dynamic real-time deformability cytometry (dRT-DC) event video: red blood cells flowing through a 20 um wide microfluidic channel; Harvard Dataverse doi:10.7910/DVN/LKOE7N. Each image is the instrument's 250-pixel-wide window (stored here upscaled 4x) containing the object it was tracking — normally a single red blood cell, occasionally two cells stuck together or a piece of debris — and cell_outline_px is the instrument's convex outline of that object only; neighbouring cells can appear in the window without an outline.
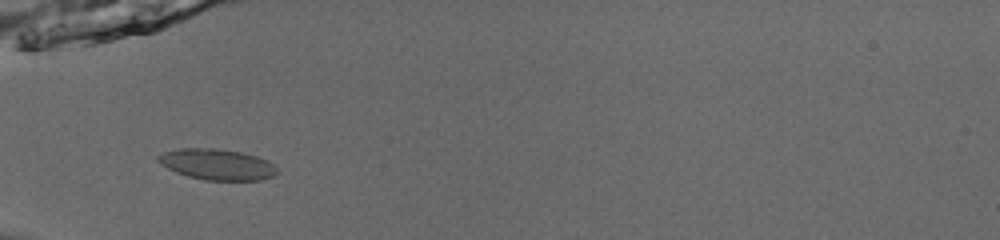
{"species": "common noctule bat (a hibernating species)", "species_latin": "Nyctalus noctula", "temperature_condition": "room temperature", "stored_images_in_passage": 34, "camera_frame_rate_fps": 3000, "um_per_image_px": 0.085, "animal": {"sex": "male", "body_mass_g": 13.0, "forearm_length_mm": 53.1}, "frame": {"image": 1, "passage_image": 1, "time_ms": 0.0, "image_size_px": [1000, 240], "cell_outline_px": [[276, 172], [272, 176], [260, 180], [204, 180], [188, 176], [176, 172], [160, 164], [156, 160], [156, 156], [160, 152], [180, 148], [216, 148], [240, 152], [256, 156], [272, 164], [276, 168]], "centroid_in_image_um": [18.36, 13.96], "position_along_channel_um": 66.6, "area_um2": 21.33}}
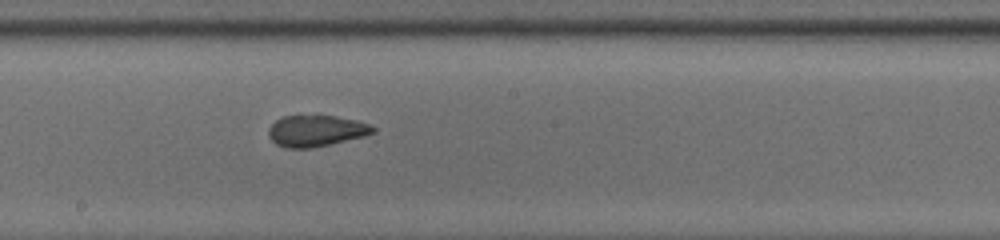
{"frame": {"image": 2, "passage_image": 13, "time_ms": 4.0, "image_size_px": [1000, 240], "cell_outline_px": [[376, 132], [364, 136], [312, 148], [288, 148], [276, 144], [268, 136], [268, 128], [276, 120], [284, 116], [336, 116], [356, 120], [368, 124], [376, 128]], "centroid_in_image_um": [26.86, 11.12], "position_along_channel_um": 221.3, "area_um2": 18.9}}
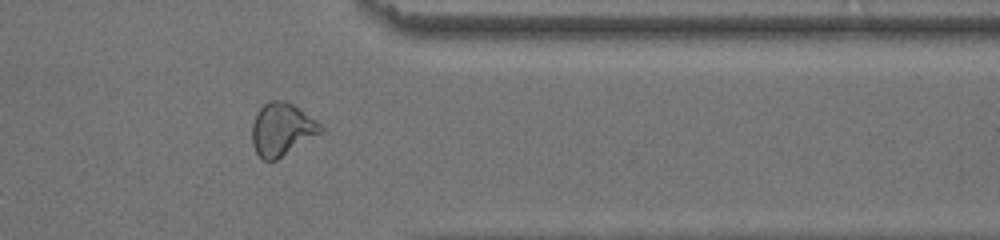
{"frame": {"image": 3, "passage_image": 26, "time_ms": 8.333, "image_size_px": [1000, 240], "cell_outline_px": [[324, 132], [276, 160], [264, 160], [256, 152], [252, 144], [252, 124], [256, 112], [268, 100], [284, 100], [292, 104], [320, 124], [324, 128]], "centroid_in_image_um": [23.95, 11.0], "position_along_channel_um": 387.5, "area_um2": 21.04}, "authors_computed_cell_mechanics": {"area_um2": 19.5653, "velocity_mm_per_s": 3.9149, "shape_relaxation_time_tau1_ms": null, "shape_relaxation_time_tau2_ms": 1.2692, "deformation_change_tau1": null, "deformation_change_tau2": 0.073}}